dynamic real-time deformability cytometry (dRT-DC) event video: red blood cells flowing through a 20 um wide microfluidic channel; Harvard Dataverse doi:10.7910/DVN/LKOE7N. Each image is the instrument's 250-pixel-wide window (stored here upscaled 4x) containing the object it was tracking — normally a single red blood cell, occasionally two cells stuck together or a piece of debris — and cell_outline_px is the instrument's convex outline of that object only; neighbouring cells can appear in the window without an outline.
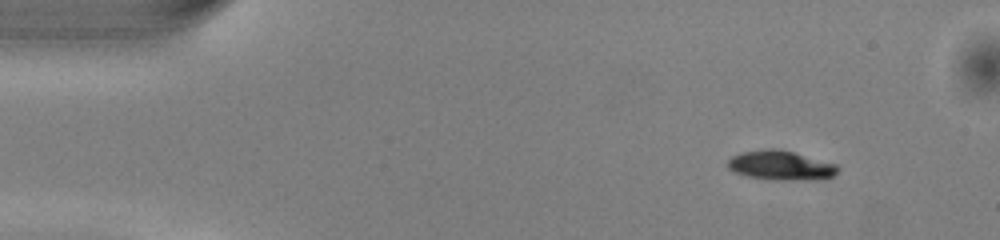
{"species": "common noctule bat (a hibernating species)", "species_latin": "Nyctalus noctula", "temperature_condition": "warm", "stored_images_in_passage": 46, "camera_frame_rate_fps": 3000, "um_per_image_px": 0.085, "animal": {"sex": "male", "body_mass_g": 13.0, "forearm_length_mm": 53.1}, "frame": {"image": 1, "passage_image": 1, "time_ms": 0.0, "image_size_px": [1000, 240], "cell_outline_px": [[840, 168], [832, 176], [824, 180], [772, 180], [748, 176], [732, 172], [728, 168], [728, 160], [732, 156], [740, 152], [764, 148], [780, 148], [836, 164]], "centroid_in_image_um": [66.36, 14.06], "position_along_channel_um": 18.6, "area_um2": 19.25}}
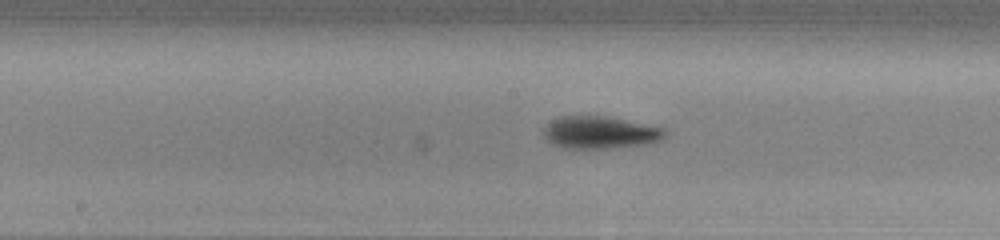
{"frame": {"image": 2, "passage_image": 21, "time_ms": 6.667, "image_size_px": [1000, 240], "cell_outline_px": [[668, 136], [660, 140], [648, 144], [612, 148], [564, 148], [552, 144], [544, 136], [544, 128], [552, 120], [560, 116], [608, 116], [664, 128], [668, 132]], "centroid_in_image_um": [51.05, 11.26], "position_along_channel_um": 197.2, "area_um2": 23.0}}
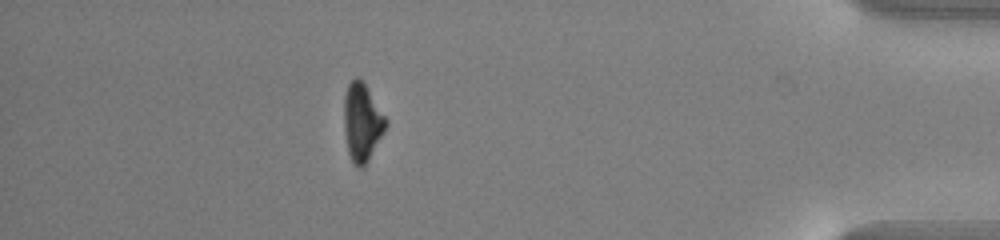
{"frame": {"image": 3, "passage_image": 40, "time_ms": 13.0, "image_size_px": [1000, 240], "cell_outline_px": [[388, 124], [384, 132], [368, 160], [360, 168], [356, 168], [348, 152], [344, 128], [344, 96], [348, 84], [356, 76], [364, 84], [388, 120]], "centroid_in_image_um": [30.77, 10.4], "position_along_channel_um": 404.4, "area_um2": 18.67}, "authors_computed_cell_mechanics": {"area_um2": 20.7213, "velocity_mm_per_s": 4.0759, "shape_relaxation_time_tau1_ms": 1.7283, "shape_relaxation_time_tau2_ms": 7.2511, "deformation_change_tau1": 0.141, "deformation_change_tau2": 0.1272}}